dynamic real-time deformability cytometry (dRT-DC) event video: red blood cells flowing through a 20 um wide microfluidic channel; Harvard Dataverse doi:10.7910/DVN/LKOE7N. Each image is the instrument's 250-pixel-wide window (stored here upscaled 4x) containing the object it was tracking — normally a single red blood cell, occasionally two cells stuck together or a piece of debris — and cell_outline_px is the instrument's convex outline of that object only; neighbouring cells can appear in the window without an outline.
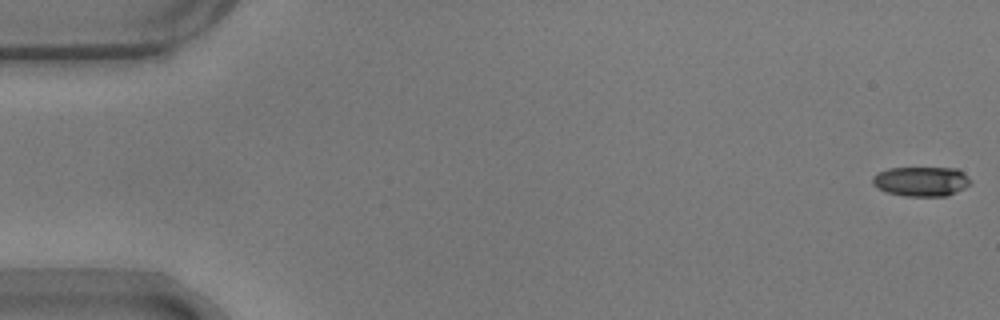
{"species": "common noctule bat (a hibernating species)", "species_latin": "Nyctalus noctula", "temperature_condition": "warm", "stored_images_in_passage": 51, "camera_frame_rate_fps": 3000, "um_per_image_px": 0.085, "animal": {"sex": "male", "body_mass_g": 17.9}, "frame": {"image": 1, "passage_image": 1, "time_ms": 0.0, "image_size_px": [1000, 320], "cell_outline_px": [[972, 180], [964, 188], [948, 196], [904, 196], [888, 192], [872, 184], [872, 176], [888, 168], [956, 168], [964, 172]], "centroid_in_image_um": [78.33, 15.41], "position_along_channel_um": 6.7, "area_um2": 16.88}}
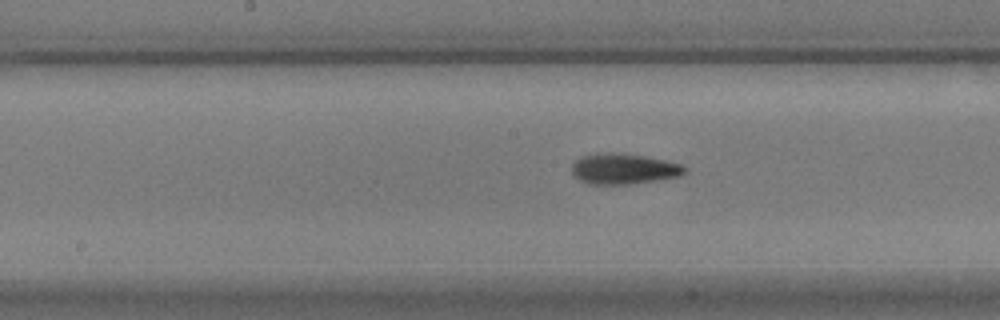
{"frame": {"image": 2, "passage_image": 28, "time_ms": 9.0, "image_size_px": [1000, 320], "cell_outline_px": [[688, 168], [684, 172], [676, 176], [656, 180], [628, 184], [588, 184], [572, 176], [572, 164], [580, 156], [596, 152], [612, 152], [644, 156], [668, 160], [680, 164]], "centroid_in_image_um": [52.95, 14.33], "position_along_channel_um": 195.3, "area_um2": 20.23}}
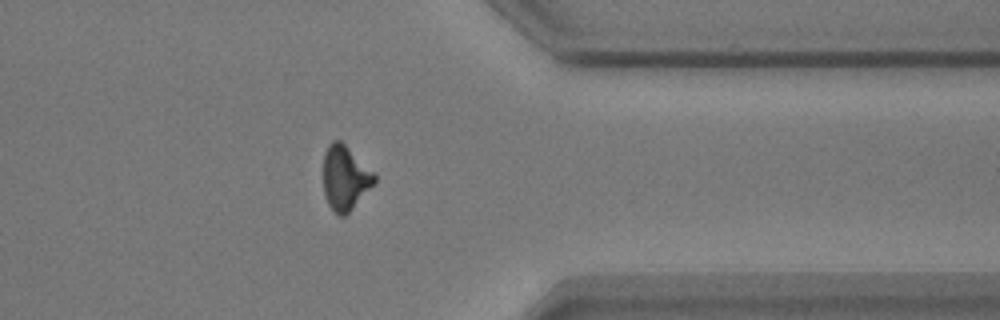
{"frame": {"image": 3, "passage_image": 44, "time_ms": 14.333, "image_size_px": [1000, 320], "cell_outline_px": [[376, 180], [352, 208], [344, 216], [340, 216], [328, 204], [324, 196], [324, 152], [328, 144], [332, 140], [340, 140], [376, 172]], "centroid_in_image_um": [29.33, 15.07], "position_along_channel_um": 382.1, "area_um2": 19.07}}